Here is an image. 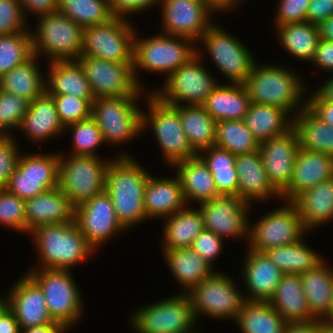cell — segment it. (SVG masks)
Wrapping results in <instances>:
<instances>
[{
  "label": "cell",
  "mask_w": 333,
  "mask_h": 333,
  "mask_svg": "<svg viewBox=\"0 0 333 333\" xmlns=\"http://www.w3.org/2000/svg\"><path fill=\"white\" fill-rule=\"evenodd\" d=\"M59 152H22L6 189L23 200L58 187Z\"/></svg>",
  "instance_id": "17"
},
{
  "label": "cell",
  "mask_w": 333,
  "mask_h": 333,
  "mask_svg": "<svg viewBox=\"0 0 333 333\" xmlns=\"http://www.w3.org/2000/svg\"><path fill=\"white\" fill-rule=\"evenodd\" d=\"M27 234L41 225L64 224L74 220L75 208L58 188L25 200Z\"/></svg>",
  "instance_id": "28"
},
{
  "label": "cell",
  "mask_w": 333,
  "mask_h": 333,
  "mask_svg": "<svg viewBox=\"0 0 333 333\" xmlns=\"http://www.w3.org/2000/svg\"><path fill=\"white\" fill-rule=\"evenodd\" d=\"M40 58L33 55L25 63L0 76V90L32 102L45 92V72Z\"/></svg>",
  "instance_id": "36"
},
{
  "label": "cell",
  "mask_w": 333,
  "mask_h": 333,
  "mask_svg": "<svg viewBox=\"0 0 333 333\" xmlns=\"http://www.w3.org/2000/svg\"><path fill=\"white\" fill-rule=\"evenodd\" d=\"M309 91L306 107L321 121L333 126V103L324 101L314 90Z\"/></svg>",
  "instance_id": "58"
},
{
  "label": "cell",
  "mask_w": 333,
  "mask_h": 333,
  "mask_svg": "<svg viewBox=\"0 0 333 333\" xmlns=\"http://www.w3.org/2000/svg\"><path fill=\"white\" fill-rule=\"evenodd\" d=\"M112 159L59 152L58 188L74 208L106 190Z\"/></svg>",
  "instance_id": "11"
},
{
  "label": "cell",
  "mask_w": 333,
  "mask_h": 333,
  "mask_svg": "<svg viewBox=\"0 0 333 333\" xmlns=\"http://www.w3.org/2000/svg\"><path fill=\"white\" fill-rule=\"evenodd\" d=\"M69 330L61 323L53 322L52 324L29 327L21 329L20 333H68Z\"/></svg>",
  "instance_id": "63"
},
{
  "label": "cell",
  "mask_w": 333,
  "mask_h": 333,
  "mask_svg": "<svg viewBox=\"0 0 333 333\" xmlns=\"http://www.w3.org/2000/svg\"><path fill=\"white\" fill-rule=\"evenodd\" d=\"M311 66L323 73L333 74V42L321 39L318 42L314 58L310 62ZM318 68V69H317Z\"/></svg>",
  "instance_id": "56"
},
{
  "label": "cell",
  "mask_w": 333,
  "mask_h": 333,
  "mask_svg": "<svg viewBox=\"0 0 333 333\" xmlns=\"http://www.w3.org/2000/svg\"><path fill=\"white\" fill-rule=\"evenodd\" d=\"M196 44L197 54L203 60L208 55L209 61L212 60L227 83L243 84L257 62L247 44L245 45L243 40L227 31L218 22H215ZM199 44L202 46L199 47Z\"/></svg>",
  "instance_id": "5"
},
{
  "label": "cell",
  "mask_w": 333,
  "mask_h": 333,
  "mask_svg": "<svg viewBox=\"0 0 333 333\" xmlns=\"http://www.w3.org/2000/svg\"><path fill=\"white\" fill-rule=\"evenodd\" d=\"M26 19L58 12L59 0H18Z\"/></svg>",
  "instance_id": "57"
},
{
  "label": "cell",
  "mask_w": 333,
  "mask_h": 333,
  "mask_svg": "<svg viewBox=\"0 0 333 333\" xmlns=\"http://www.w3.org/2000/svg\"><path fill=\"white\" fill-rule=\"evenodd\" d=\"M138 32L136 29L133 52L134 76L137 83L149 92H152V89L150 87L146 89V84L140 78L141 70L149 72L148 74H163L165 80L197 54V44L191 39L161 32L143 37Z\"/></svg>",
  "instance_id": "4"
},
{
  "label": "cell",
  "mask_w": 333,
  "mask_h": 333,
  "mask_svg": "<svg viewBox=\"0 0 333 333\" xmlns=\"http://www.w3.org/2000/svg\"><path fill=\"white\" fill-rule=\"evenodd\" d=\"M318 26L320 38L333 42V15L321 22Z\"/></svg>",
  "instance_id": "65"
},
{
  "label": "cell",
  "mask_w": 333,
  "mask_h": 333,
  "mask_svg": "<svg viewBox=\"0 0 333 333\" xmlns=\"http://www.w3.org/2000/svg\"><path fill=\"white\" fill-rule=\"evenodd\" d=\"M274 28L280 47L294 59L310 64L320 40L319 26L305 21Z\"/></svg>",
  "instance_id": "38"
},
{
  "label": "cell",
  "mask_w": 333,
  "mask_h": 333,
  "mask_svg": "<svg viewBox=\"0 0 333 333\" xmlns=\"http://www.w3.org/2000/svg\"><path fill=\"white\" fill-rule=\"evenodd\" d=\"M74 219L96 252L112 238L128 232L117 219L111 197L106 191L77 206Z\"/></svg>",
  "instance_id": "20"
},
{
  "label": "cell",
  "mask_w": 333,
  "mask_h": 333,
  "mask_svg": "<svg viewBox=\"0 0 333 333\" xmlns=\"http://www.w3.org/2000/svg\"><path fill=\"white\" fill-rule=\"evenodd\" d=\"M49 63V64H48ZM45 92L95 99L81 64L77 60L47 62Z\"/></svg>",
  "instance_id": "32"
},
{
  "label": "cell",
  "mask_w": 333,
  "mask_h": 333,
  "mask_svg": "<svg viewBox=\"0 0 333 333\" xmlns=\"http://www.w3.org/2000/svg\"><path fill=\"white\" fill-rule=\"evenodd\" d=\"M325 258L312 270L300 275L311 315L323 321L333 305V266Z\"/></svg>",
  "instance_id": "33"
},
{
  "label": "cell",
  "mask_w": 333,
  "mask_h": 333,
  "mask_svg": "<svg viewBox=\"0 0 333 333\" xmlns=\"http://www.w3.org/2000/svg\"><path fill=\"white\" fill-rule=\"evenodd\" d=\"M0 225L2 228L27 235L25 200L0 188Z\"/></svg>",
  "instance_id": "49"
},
{
  "label": "cell",
  "mask_w": 333,
  "mask_h": 333,
  "mask_svg": "<svg viewBox=\"0 0 333 333\" xmlns=\"http://www.w3.org/2000/svg\"><path fill=\"white\" fill-rule=\"evenodd\" d=\"M310 1L278 0L273 20L275 26L307 21V7Z\"/></svg>",
  "instance_id": "53"
},
{
  "label": "cell",
  "mask_w": 333,
  "mask_h": 333,
  "mask_svg": "<svg viewBox=\"0 0 333 333\" xmlns=\"http://www.w3.org/2000/svg\"><path fill=\"white\" fill-rule=\"evenodd\" d=\"M58 11L83 28L108 22L115 17L109 0H59Z\"/></svg>",
  "instance_id": "45"
},
{
  "label": "cell",
  "mask_w": 333,
  "mask_h": 333,
  "mask_svg": "<svg viewBox=\"0 0 333 333\" xmlns=\"http://www.w3.org/2000/svg\"><path fill=\"white\" fill-rule=\"evenodd\" d=\"M161 253L173 279L180 287L177 292L180 294H187L216 270L190 247L162 249Z\"/></svg>",
  "instance_id": "29"
},
{
  "label": "cell",
  "mask_w": 333,
  "mask_h": 333,
  "mask_svg": "<svg viewBox=\"0 0 333 333\" xmlns=\"http://www.w3.org/2000/svg\"><path fill=\"white\" fill-rule=\"evenodd\" d=\"M296 131L290 130L260 143L259 152L269 181L281 193L290 183L299 151Z\"/></svg>",
  "instance_id": "23"
},
{
  "label": "cell",
  "mask_w": 333,
  "mask_h": 333,
  "mask_svg": "<svg viewBox=\"0 0 333 333\" xmlns=\"http://www.w3.org/2000/svg\"><path fill=\"white\" fill-rule=\"evenodd\" d=\"M28 107L29 101L0 90V134L2 136H16L13 132L18 131Z\"/></svg>",
  "instance_id": "48"
},
{
  "label": "cell",
  "mask_w": 333,
  "mask_h": 333,
  "mask_svg": "<svg viewBox=\"0 0 333 333\" xmlns=\"http://www.w3.org/2000/svg\"><path fill=\"white\" fill-rule=\"evenodd\" d=\"M28 24L18 0H0V35L30 32Z\"/></svg>",
  "instance_id": "51"
},
{
  "label": "cell",
  "mask_w": 333,
  "mask_h": 333,
  "mask_svg": "<svg viewBox=\"0 0 333 333\" xmlns=\"http://www.w3.org/2000/svg\"><path fill=\"white\" fill-rule=\"evenodd\" d=\"M239 275L245 287L246 301L268 302L273 296L283 272L270 260L265 252L246 248L243 252ZM245 291V292H244ZM246 293V294H245Z\"/></svg>",
  "instance_id": "22"
},
{
  "label": "cell",
  "mask_w": 333,
  "mask_h": 333,
  "mask_svg": "<svg viewBox=\"0 0 333 333\" xmlns=\"http://www.w3.org/2000/svg\"><path fill=\"white\" fill-rule=\"evenodd\" d=\"M7 307V298L6 293L1 295L0 294V313Z\"/></svg>",
  "instance_id": "67"
},
{
  "label": "cell",
  "mask_w": 333,
  "mask_h": 333,
  "mask_svg": "<svg viewBox=\"0 0 333 333\" xmlns=\"http://www.w3.org/2000/svg\"><path fill=\"white\" fill-rule=\"evenodd\" d=\"M225 240L212 231L203 229L192 243V248L198 255L205 259L213 268L216 259L221 256Z\"/></svg>",
  "instance_id": "54"
},
{
  "label": "cell",
  "mask_w": 333,
  "mask_h": 333,
  "mask_svg": "<svg viewBox=\"0 0 333 333\" xmlns=\"http://www.w3.org/2000/svg\"><path fill=\"white\" fill-rule=\"evenodd\" d=\"M29 235L38 257L28 269L71 270L97 253L82 235L75 219L64 224L41 225Z\"/></svg>",
  "instance_id": "3"
},
{
  "label": "cell",
  "mask_w": 333,
  "mask_h": 333,
  "mask_svg": "<svg viewBox=\"0 0 333 333\" xmlns=\"http://www.w3.org/2000/svg\"><path fill=\"white\" fill-rule=\"evenodd\" d=\"M291 202L309 233L330 223L333 221V178L304 190Z\"/></svg>",
  "instance_id": "31"
},
{
  "label": "cell",
  "mask_w": 333,
  "mask_h": 333,
  "mask_svg": "<svg viewBox=\"0 0 333 333\" xmlns=\"http://www.w3.org/2000/svg\"><path fill=\"white\" fill-rule=\"evenodd\" d=\"M145 100L143 102L147 103L145 106L148 109L145 112L142 110V135L153 132L166 166L172 168L178 162L197 156L181 126L178 110L163 103L151 92Z\"/></svg>",
  "instance_id": "6"
},
{
  "label": "cell",
  "mask_w": 333,
  "mask_h": 333,
  "mask_svg": "<svg viewBox=\"0 0 333 333\" xmlns=\"http://www.w3.org/2000/svg\"><path fill=\"white\" fill-rule=\"evenodd\" d=\"M238 282L222 271H215L188 293L194 317L234 322L246 301ZM233 320V321H232Z\"/></svg>",
  "instance_id": "12"
},
{
  "label": "cell",
  "mask_w": 333,
  "mask_h": 333,
  "mask_svg": "<svg viewBox=\"0 0 333 333\" xmlns=\"http://www.w3.org/2000/svg\"><path fill=\"white\" fill-rule=\"evenodd\" d=\"M251 100L244 84L219 83L202 105L216 121L242 120L248 112Z\"/></svg>",
  "instance_id": "35"
},
{
  "label": "cell",
  "mask_w": 333,
  "mask_h": 333,
  "mask_svg": "<svg viewBox=\"0 0 333 333\" xmlns=\"http://www.w3.org/2000/svg\"><path fill=\"white\" fill-rule=\"evenodd\" d=\"M146 96L95 98L91 117L102 132L106 146L122 144L142 135V109L139 104Z\"/></svg>",
  "instance_id": "9"
},
{
  "label": "cell",
  "mask_w": 333,
  "mask_h": 333,
  "mask_svg": "<svg viewBox=\"0 0 333 333\" xmlns=\"http://www.w3.org/2000/svg\"><path fill=\"white\" fill-rule=\"evenodd\" d=\"M64 130V134L67 135V132H70L69 134L72 135L70 152L65 154L101 157L98 149L106 144L101 130L92 117L69 124Z\"/></svg>",
  "instance_id": "46"
},
{
  "label": "cell",
  "mask_w": 333,
  "mask_h": 333,
  "mask_svg": "<svg viewBox=\"0 0 333 333\" xmlns=\"http://www.w3.org/2000/svg\"><path fill=\"white\" fill-rule=\"evenodd\" d=\"M33 27H35L33 29ZM30 26L33 54L47 62L77 60L81 56L84 28L58 12L37 17Z\"/></svg>",
  "instance_id": "10"
},
{
  "label": "cell",
  "mask_w": 333,
  "mask_h": 333,
  "mask_svg": "<svg viewBox=\"0 0 333 333\" xmlns=\"http://www.w3.org/2000/svg\"><path fill=\"white\" fill-rule=\"evenodd\" d=\"M61 123L64 126L91 117V104L95 99H82L72 95H51Z\"/></svg>",
  "instance_id": "50"
},
{
  "label": "cell",
  "mask_w": 333,
  "mask_h": 333,
  "mask_svg": "<svg viewBox=\"0 0 333 333\" xmlns=\"http://www.w3.org/2000/svg\"><path fill=\"white\" fill-rule=\"evenodd\" d=\"M85 76L95 98L147 96L150 92L136 81L133 63H119L89 56H80Z\"/></svg>",
  "instance_id": "16"
},
{
  "label": "cell",
  "mask_w": 333,
  "mask_h": 333,
  "mask_svg": "<svg viewBox=\"0 0 333 333\" xmlns=\"http://www.w3.org/2000/svg\"><path fill=\"white\" fill-rule=\"evenodd\" d=\"M192 207V208H191ZM162 249L191 247L195 238L204 229L203 217L198 207L187 205L184 209L162 219Z\"/></svg>",
  "instance_id": "37"
},
{
  "label": "cell",
  "mask_w": 333,
  "mask_h": 333,
  "mask_svg": "<svg viewBox=\"0 0 333 333\" xmlns=\"http://www.w3.org/2000/svg\"><path fill=\"white\" fill-rule=\"evenodd\" d=\"M268 302L287 323L316 320L310 313L299 274H283Z\"/></svg>",
  "instance_id": "34"
},
{
  "label": "cell",
  "mask_w": 333,
  "mask_h": 333,
  "mask_svg": "<svg viewBox=\"0 0 333 333\" xmlns=\"http://www.w3.org/2000/svg\"><path fill=\"white\" fill-rule=\"evenodd\" d=\"M319 333H333V325L323 322V326L321 327V331Z\"/></svg>",
  "instance_id": "66"
},
{
  "label": "cell",
  "mask_w": 333,
  "mask_h": 333,
  "mask_svg": "<svg viewBox=\"0 0 333 333\" xmlns=\"http://www.w3.org/2000/svg\"><path fill=\"white\" fill-rule=\"evenodd\" d=\"M128 323L135 333H199L187 294L175 293L130 311Z\"/></svg>",
  "instance_id": "8"
},
{
  "label": "cell",
  "mask_w": 333,
  "mask_h": 333,
  "mask_svg": "<svg viewBox=\"0 0 333 333\" xmlns=\"http://www.w3.org/2000/svg\"><path fill=\"white\" fill-rule=\"evenodd\" d=\"M265 253L283 274H302L325 259V256L308 246L305 236L294 244L273 247Z\"/></svg>",
  "instance_id": "42"
},
{
  "label": "cell",
  "mask_w": 333,
  "mask_h": 333,
  "mask_svg": "<svg viewBox=\"0 0 333 333\" xmlns=\"http://www.w3.org/2000/svg\"><path fill=\"white\" fill-rule=\"evenodd\" d=\"M333 178V156L299 149L289 185L281 192L283 201H292L306 189Z\"/></svg>",
  "instance_id": "26"
},
{
  "label": "cell",
  "mask_w": 333,
  "mask_h": 333,
  "mask_svg": "<svg viewBox=\"0 0 333 333\" xmlns=\"http://www.w3.org/2000/svg\"><path fill=\"white\" fill-rule=\"evenodd\" d=\"M236 169L238 175V197L247 204L271 202L273 199L281 203V193L269 181L263 166L259 150L236 155ZM271 199V200H270Z\"/></svg>",
  "instance_id": "24"
},
{
  "label": "cell",
  "mask_w": 333,
  "mask_h": 333,
  "mask_svg": "<svg viewBox=\"0 0 333 333\" xmlns=\"http://www.w3.org/2000/svg\"><path fill=\"white\" fill-rule=\"evenodd\" d=\"M204 63L196 54L163 80L161 87L155 86L151 93L167 105L202 106L219 83H223L213 76Z\"/></svg>",
  "instance_id": "13"
},
{
  "label": "cell",
  "mask_w": 333,
  "mask_h": 333,
  "mask_svg": "<svg viewBox=\"0 0 333 333\" xmlns=\"http://www.w3.org/2000/svg\"><path fill=\"white\" fill-rule=\"evenodd\" d=\"M243 121L259 143L284 134L293 127V117L286 110L256 103L250 104Z\"/></svg>",
  "instance_id": "39"
},
{
  "label": "cell",
  "mask_w": 333,
  "mask_h": 333,
  "mask_svg": "<svg viewBox=\"0 0 333 333\" xmlns=\"http://www.w3.org/2000/svg\"><path fill=\"white\" fill-rule=\"evenodd\" d=\"M42 290L51 318L70 332L84 315V302L72 270L27 269L25 272ZM81 319V320H80Z\"/></svg>",
  "instance_id": "7"
},
{
  "label": "cell",
  "mask_w": 333,
  "mask_h": 333,
  "mask_svg": "<svg viewBox=\"0 0 333 333\" xmlns=\"http://www.w3.org/2000/svg\"><path fill=\"white\" fill-rule=\"evenodd\" d=\"M30 32L0 35V76L33 56Z\"/></svg>",
  "instance_id": "47"
},
{
  "label": "cell",
  "mask_w": 333,
  "mask_h": 333,
  "mask_svg": "<svg viewBox=\"0 0 333 333\" xmlns=\"http://www.w3.org/2000/svg\"><path fill=\"white\" fill-rule=\"evenodd\" d=\"M153 175L150 174L144 192V209L148 221L165 219L187 206L176 173L171 177Z\"/></svg>",
  "instance_id": "27"
},
{
  "label": "cell",
  "mask_w": 333,
  "mask_h": 333,
  "mask_svg": "<svg viewBox=\"0 0 333 333\" xmlns=\"http://www.w3.org/2000/svg\"><path fill=\"white\" fill-rule=\"evenodd\" d=\"M322 326L323 321L321 320L287 323L284 333H319Z\"/></svg>",
  "instance_id": "60"
},
{
  "label": "cell",
  "mask_w": 333,
  "mask_h": 333,
  "mask_svg": "<svg viewBox=\"0 0 333 333\" xmlns=\"http://www.w3.org/2000/svg\"><path fill=\"white\" fill-rule=\"evenodd\" d=\"M324 101L329 103H333V77L329 76V78L323 80L321 85L313 89Z\"/></svg>",
  "instance_id": "64"
},
{
  "label": "cell",
  "mask_w": 333,
  "mask_h": 333,
  "mask_svg": "<svg viewBox=\"0 0 333 333\" xmlns=\"http://www.w3.org/2000/svg\"><path fill=\"white\" fill-rule=\"evenodd\" d=\"M203 217L204 229L212 231L226 242L249 240L252 205L237 196H220L197 205Z\"/></svg>",
  "instance_id": "19"
},
{
  "label": "cell",
  "mask_w": 333,
  "mask_h": 333,
  "mask_svg": "<svg viewBox=\"0 0 333 333\" xmlns=\"http://www.w3.org/2000/svg\"><path fill=\"white\" fill-rule=\"evenodd\" d=\"M65 126L61 123L53 97L46 92L29 102V107L19 127V131L34 144L64 136ZM41 143V144H40Z\"/></svg>",
  "instance_id": "25"
},
{
  "label": "cell",
  "mask_w": 333,
  "mask_h": 333,
  "mask_svg": "<svg viewBox=\"0 0 333 333\" xmlns=\"http://www.w3.org/2000/svg\"><path fill=\"white\" fill-rule=\"evenodd\" d=\"M136 29L132 20L115 16L83 31L81 55L119 63H133Z\"/></svg>",
  "instance_id": "15"
},
{
  "label": "cell",
  "mask_w": 333,
  "mask_h": 333,
  "mask_svg": "<svg viewBox=\"0 0 333 333\" xmlns=\"http://www.w3.org/2000/svg\"><path fill=\"white\" fill-rule=\"evenodd\" d=\"M150 174L127 151L113 156L108 167L105 191L111 197L117 219L127 231L148 220L144 192Z\"/></svg>",
  "instance_id": "2"
},
{
  "label": "cell",
  "mask_w": 333,
  "mask_h": 333,
  "mask_svg": "<svg viewBox=\"0 0 333 333\" xmlns=\"http://www.w3.org/2000/svg\"><path fill=\"white\" fill-rule=\"evenodd\" d=\"M206 2L216 13L223 14L224 12L228 13L229 11L237 10V7L247 0H203Z\"/></svg>",
  "instance_id": "62"
},
{
  "label": "cell",
  "mask_w": 333,
  "mask_h": 333,
  "mask_svg": "<svg viewBox=\"0 0 333 333\" xmlns=\"http://www.w3.org/2000/svg\"><path fill=\"white\" fill-rule=\"evenodd\" d=\"M21 143L15 136L0 139V188H5L15 172L22 153Z\"/></svg>",
  "instance_id": "52"
},
{
  "label": "cell",
  "mask_w": 333,
  "mask_h": 333,
  "mask_svg": "<svg viewBox=\"0 0 333 333\" xmlns=\"http://www.w3.org/2000/svg\"><path fill=\"white\" fill-rule=\"evenodd\" d=\"M174 170L180 179L186 204H198L220 197L212 173L204 161L197 155L176 163L170 170Z\"/></svg>",
  "instance_id": "30"
},
{
  "label": "cell",
  "mask_w": 333,
  "mask_h": 333,
  "mask_svg": "<svg viewBox=\"0 0 333 333\" xmlns=\"http://www.w3.org/2000/svg\"><path fill=\"white\" fill-rule=\"evenodd\" d=\"M324 323H329L333 325V305L329 315L323 320Z\"/></svg>",
  "instance_id": "68"
},
{
  "label": "cell",
  "mask_w": 333,
  "mask_h": 333,
  "mask_svg": "<svg viewBox=\"0 0 333 333\" xmlns=\"http://www.w3.org/2000/svg\"><path fill=\"white\" fill-rule=\"evenodd\" d=\"M160 32L195 43L216 22L217 13L203 0H160Z\"/></svg>",
  "instance_id": "18"
},
{
  "label": "cell",
  "mask_w": 333,
  "mask_h": 333,
  "mask_svg": "<svg viewBox=\"0 0 333 333\" xmlns=\"http://www.w3.org/2000/svg\"><path fill=\"white\" fill-rule=\"evenodd\" d=\"M0 333H20L18 322L8 307L0 313Z\"/></svg>",
  "instance_id": "61"
},
{
  "label": "cell",
  "mask_w": 333,
  "mask_h": 333,
  "mask_svg": "<svg viewBox=\"0 0 333 333\" xmlns=\"http://www.w3.org/2000/svg\"><path fill=\"white\" fill-rule=\"evenodd\" d=\"M180 117L181 126L193 151L200 152L215 146L216 121L200 105L174 106Z\"/></svg>",
  "instance_id": "40"
},
{
  "label": "cell",
  "mask_w": 333,
  "mask_h": 333,
  "mask_svg": "<svg viewBox=\"0 0 333 333\" xmlns=\"http://www.w3.org/2000/svg\"><path fill=\"white\" fill-rule=\"evenodd\" d=\"M215 146L233 155L259 150L260 143L242 120H221L216 123Z\"/></svg>",
  "instance_id": "44"
},
{
  "label": "cell",
  "mask_w": 333,
  "mask_h": 333,
  "mask_svg": "<svg viewBox=\"0 0 333 333\" xmlns=\"http://www.w3.org/2000/svg\"><path fill=\"white\" fill-rule=\"evenodd\" d=\"M212 173L218 194L220 196L238 197V175L236 155L229 151L212 146L198 154Z\"/></svg>",
  "instance_id": "43"
},
{
  "label": "cell",
  "mask_w": 333,
  "mask_h": 333,
  "mask_svg": "<svg viewBox=\"0 0 333 333\" xmlns=\"http://www.w3.org/2000/svg\"><path fill=\"white\" fill-rule=\"evenodd\" d=\"M9 289L6 291L7 307L14 314L20 330L55 322L42 290L26 273Z\"/></svg>",
  "instance_id": "21"
},
{
  "label": "cell",
  "mask_w": 333,
  "mask_h": 333,
  "mask_svg": "<svg viewBox=\"0 0 333 333\" xmlns=\"http://www.w3.org/2000/svg\"><path fill=\"white\" fill-rule=\"evenodd\" d=\"M254 64L243 83L251 103L272 105L286 110L292 117L306 107L310 84L299 70L274 61ZM306 81V82H305Z\"/></svg>",
  "instance_id": "1"
},
{
  "label": "cell",
  "mask_w": 333,
  "mask_h": 333,
  "mask_svg": "<svg viewBox=\"0 0 333 333\" xmlns=\"http://www.w3.org/2000/svg\"><path fill=\"white\" fill-rule=\"evenodd\" d=\"M240 333H284L287 322L269 302L245 301L234 321Z\"/></svg>",
  "instance_id": "41"
},
{
  "label": "cell",
  "mask_w": 333,
  "mask_h": 333,
  "mask_svg": "<svg viewBox=\"0 0 333 333\" xmlns=\"http://www.w3.org/2000/svg\"><path fill=\"white\" fill-rule=\"evenodd\" d=\"M278 206L253 223L249 221L248 249L265 252L273 247L294 244L309 234L291 201L282 200Z\"/></svg>",
  "instance_id": "14"
},
{
  "label": "cell",
  "mask_w": 333,
  "mask_h": 333,
  "mask_svg": "<svg viewBox=\"0 0 333 333\" xmlns=\"http://www.w3.org/2000/svg\"><path fill=\"white\" fill-rule=\"evenodd\" d=\"M333 15V0H311L307 7V22L319 25Z\"/></svg>",
  "instance_id": "59"
},
{
  "label": "cell",
  "mask_w": 333,
  "mask_h": 333,
  "mask_svg": "<svg viewBox=\"0 0 333 333\" xmlns=\"http://www.w3.org/2000/svg\"><path fill=\"white\" fill-rule=\"evenodd\" d=\"M159 3L160 0H109L112 13L128 19L133 18L130 15H138L153 7H159Z\"/></svg>",
  "instance_id": "55"
}]
</instances>
